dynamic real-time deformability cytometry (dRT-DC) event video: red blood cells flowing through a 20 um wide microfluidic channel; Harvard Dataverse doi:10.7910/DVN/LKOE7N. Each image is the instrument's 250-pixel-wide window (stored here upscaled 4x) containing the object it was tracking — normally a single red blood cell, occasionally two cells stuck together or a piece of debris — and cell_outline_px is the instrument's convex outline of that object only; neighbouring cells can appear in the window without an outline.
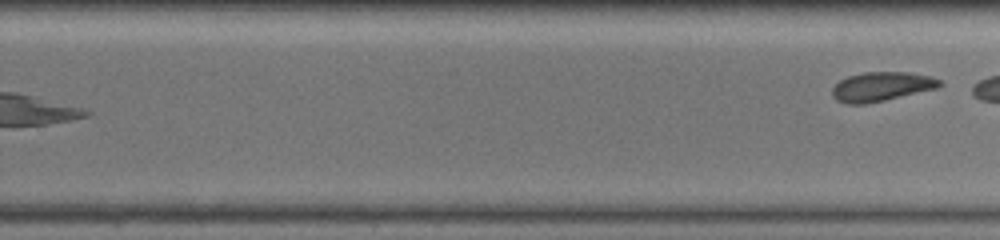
{"species": "common noctule bat (a hibernating species)", "species_latin": "Nyctalus noctula", "temperature_condition": "warm", "stored_images_in_passage": 31, "segment_of_instrument_passage": [2, 2], "camera_frame_rate_fps": 3000, "um_per_image_px": 0.085, "animal": {"sex": "female", "body_mass_g": 19.5, "forearm_length_mm": 54.1}, "frame": {"image": 1, "passage_image": 31, "time_ms": 16.0, "image_size_px": [1000, 240], "cell_outline_px": [[944, 84], [940, 88], [884, 100], [864, 104], [848, 104], [836, 100], [832, 96], [832, 88], [840, 80], [848, 76], [864, 72], [908, 72], [928, 76], [940, 80]], "centroid_in_image_um": [74.94, 7.36], "position_along_channel_um": 254.9, "area_um2": 18.32}}